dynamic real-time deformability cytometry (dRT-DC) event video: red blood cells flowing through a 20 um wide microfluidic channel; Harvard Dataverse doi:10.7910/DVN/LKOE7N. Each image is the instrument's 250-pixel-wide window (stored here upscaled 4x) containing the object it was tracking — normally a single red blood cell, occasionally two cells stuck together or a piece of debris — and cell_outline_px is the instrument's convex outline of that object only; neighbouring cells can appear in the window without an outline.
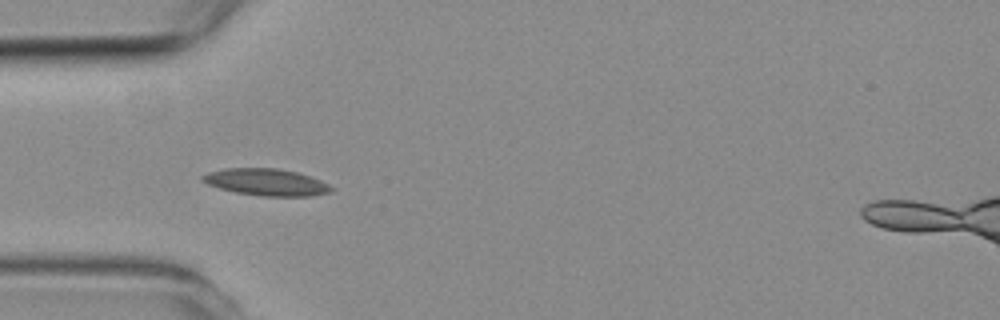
{"species": "common noctule bat (a hibernating species)", "species_latin": "Nyctalus noctula", "temperature_condition": "room temperature", "stored_images_in_passage": 5, "camera_frame_rate_fps": 3000, "um_per_image_px": 0.085, "animal": {"sex": "female", "body_mass_g": 19.3, "forearm_length_mm": 54.1}, "frame": {"image": 1, "passage_image": 3, "time_ms": 3.333, "image_size_px": [1000, 320], "cell_outline_px": [[332, 192], [312, 196], [264, 196], [236, 192], [220, 188], [208, 184], [200, 180], [200, 176], [208, 172], [224, 168], [276, 168], [296, 172], [312, 176], [328, 184], [332, 188]], "centroid_in_image_um": [22.63, 15.48], "position_along_channel_um": 62.4, "area_um2": 20.17}}
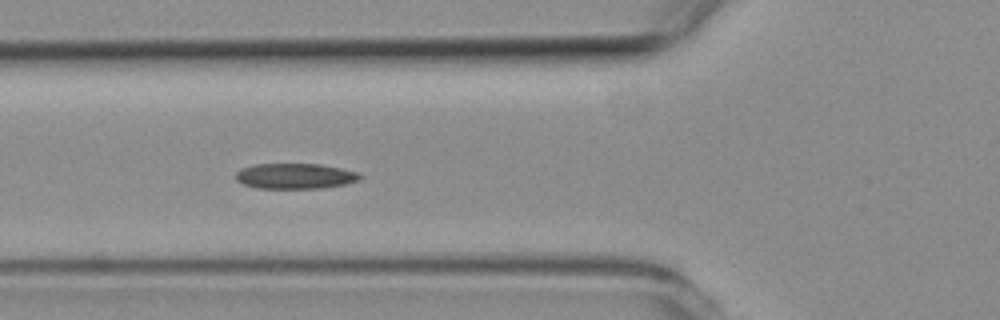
{"frame": {"image": 2, "passage_image": 4, "time_ms": 4.333, "image_size_px": [1000, 320], "cell_outline_px": [[364, 176], [360, 180], [344, 184], [320, 188], [256, 188], [244, 184], [236, 180], [236, 172], [240, 168], [256, 164], [320, 164], [360, 172]], "centroid_in_image_um": [25.11, 14.96], "position_along_channel_um": 100.7, "area_um2": 18.5}}
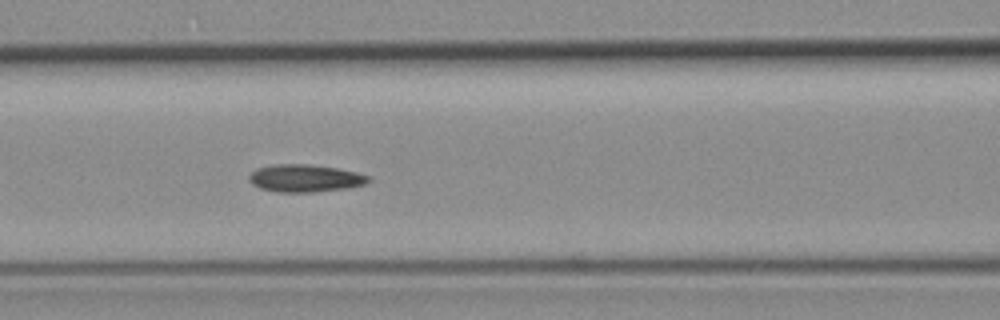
{"frame": {"image": 3, "passage_image": 5, "time_ms": 5.333, "image_size_px": [1000, 320], "cell_outline_px": [[372, 180], [364, 184], [348, 188], [312, 192], [276, 192], [260, 188], [252, 184], [248, 180], [248, 176], [256, 168], [276, 164], [308, 164], [336, 168], [356, 172], [372, 176]], "centroid_in_image_um": [25.93, 15.15], "position_along_channel_um": 140.7, "area_um2": 19.25}}